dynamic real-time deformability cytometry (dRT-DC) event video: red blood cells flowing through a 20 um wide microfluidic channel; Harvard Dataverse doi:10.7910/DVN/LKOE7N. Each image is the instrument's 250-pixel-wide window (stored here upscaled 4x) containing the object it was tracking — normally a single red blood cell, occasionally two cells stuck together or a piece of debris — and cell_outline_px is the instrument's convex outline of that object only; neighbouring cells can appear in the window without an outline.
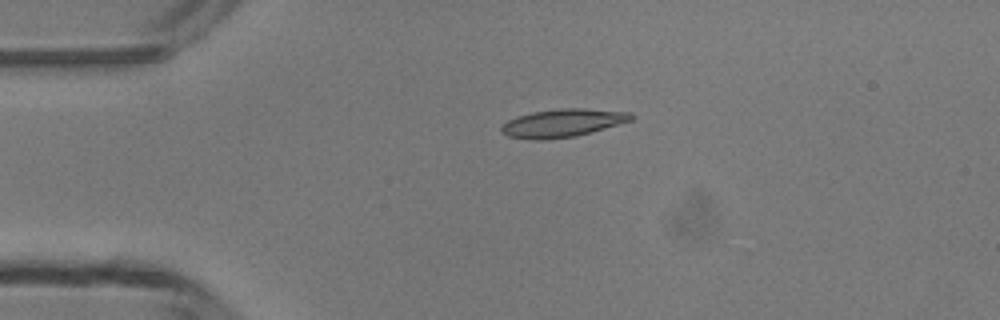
{"species": "common noctule bat (a hibernating species)", "species_latin": "Nyctalus noctula", "temperature_condition": "room temperature", "stored_images_in_passage": 1, "camera_frame_rate_fps": 3000, "um_per_image_px": 0.085, "animal": {"sex": "male", "body_mass_g": 13.3}, "frame": {"image": 1, "passage_image": 1, "time_ms": 0.0, "image_size_px": [1000, 320], "cell_outline_px": [[636, 116], [632, 120], [576, 136], [544, 140], [532, 140], [508, 136], [500, 128], [508, 120], [516, 116], [532, 112], [560, 108], [584, 108], [632, 112]], "centroid_in_image_um": [47.84, 10.44], "position_along_channel_um": 37.2, "area_um2": 21.21}}